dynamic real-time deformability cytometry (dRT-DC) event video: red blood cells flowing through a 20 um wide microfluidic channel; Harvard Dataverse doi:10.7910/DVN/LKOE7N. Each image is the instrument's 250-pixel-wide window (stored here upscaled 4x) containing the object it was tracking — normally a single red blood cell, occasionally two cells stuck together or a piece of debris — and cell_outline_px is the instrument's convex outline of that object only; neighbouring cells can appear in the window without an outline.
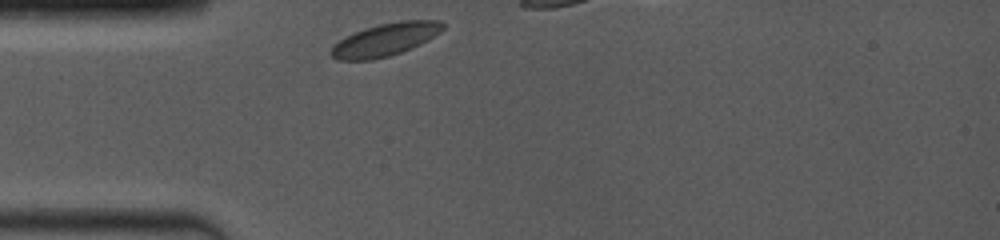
{"species": "common noctule bat (a hibernating species)", "species_latin": "Nyctalus noctula", "temperature_condition": "room temperature", "stored_images_in_passage": 9, "camera_frame_rate_fps": 4000, "um_per_image_px": 0.085, "animal": {"sex": "female", "body_mass_g": 19.0, "forearm_length_mm": 53.3}, "frame": {"image": 1, "passage_image": 1, "time_ms": 0.0, "image_size_px": [1000, 240], "cell_outline_px": [[444, 28], [440, 32], [428, 40], [420, 44], [400, 52], [388, 56], [372, 60], [336, 60], [328, 52], [332, 44], [364, 28], [380, 24], [400, 20], [440, 20], [444, 24]], "centroid_in_image_um": [32.73, 3.37], "position_along_channel_um": 52.3, "area_um2": 21.27}}
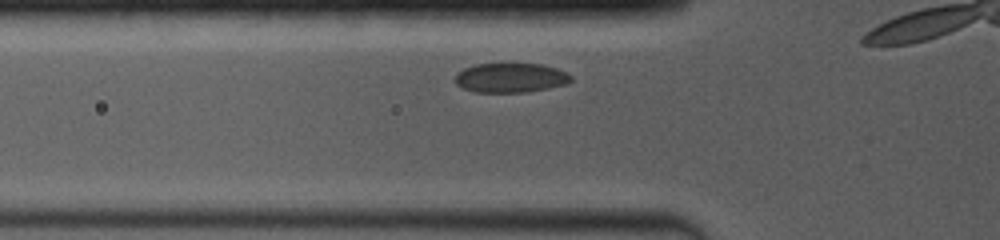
{"frame": {"image": 2, "passage_image": 4, "time_ms": 1.0, "image_size_px": [1000, 240], "cell_outline_px": [[572, 80], [564, 84], [548, 88], [528, 92], [476, 92], [464, 88], [456, 84], [456, 72], [472, 64], [504, 60], [540, 64], [556, 68], [572, 76]], "centroid_in_image_um": [43.35, 6.55], "position_along_channel_um": 82.4, "area_um2": 20.75}}
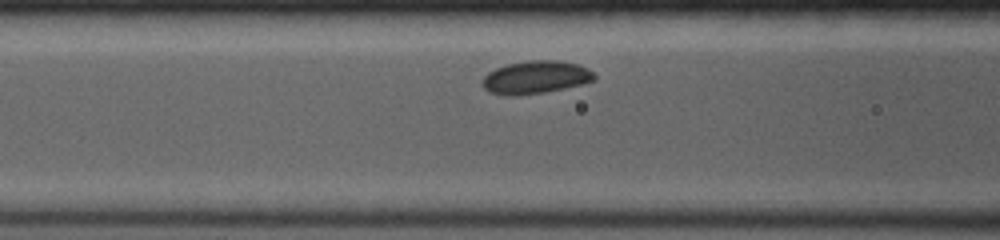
{"frame": {"image": 3, "passage_image": 7, "time_ms": 2.0, "image_size_px": [1000, 240], "cell_outline_px": [[596, 80], [564, 88], [544, 92], [516, 96], [508, 96], [488, 92], [480, 84], [480, 80], [488, 72], [496, 68], [508, 64], [528, 60], [560, 60], [576, 64], [588, 68], [596, 76]], "centroid_in_image_um": [45.48, 6.57], "position_along_channel_um": 121.1, "area_um2": 21.62}}